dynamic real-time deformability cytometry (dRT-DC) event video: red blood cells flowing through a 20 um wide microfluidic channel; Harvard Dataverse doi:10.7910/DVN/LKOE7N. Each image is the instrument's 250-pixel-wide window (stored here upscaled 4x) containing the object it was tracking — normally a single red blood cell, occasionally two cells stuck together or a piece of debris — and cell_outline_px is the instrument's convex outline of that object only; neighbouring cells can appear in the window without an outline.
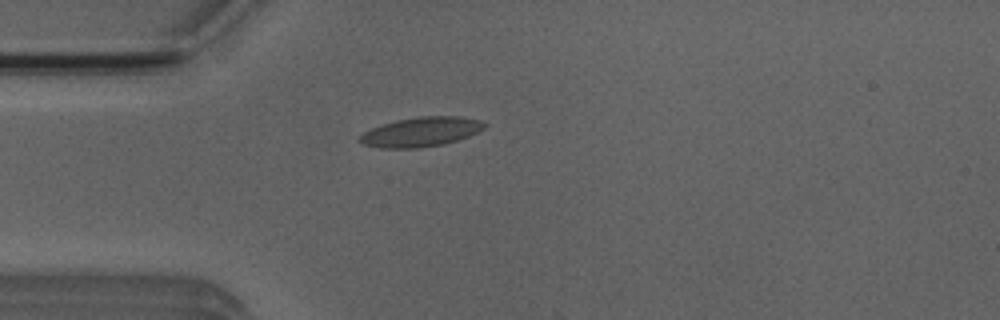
{"species": "Egyptian fruit bat (a non-hibernating species)", "species_latin": "Rousettus aegyptiacus", "temperature_condition": "room temperature", "stored_images_in_passage": 29, "camera_frame_rate_fps": 3000, "um_per_image_px": 0.085, "animal": {"sex": "male"}, "frame": {"image": 1, "passage_image": 14, "time_ms": 4.333, "image_size_px": [1000, 320], "cell_outline_px": [[488, 124], [484, 128], [468, 136], [444, 144], [420, 148], [380, 148], [364, 144], [356, 140], [364, 132], [372, 128], [396, 120], [420, 116], [460, 116], [480, 120]], "centroid_in_image_um": [35.78, 11.21], "position_along_channel_um": 49.2, "area_um2": 21.39}}
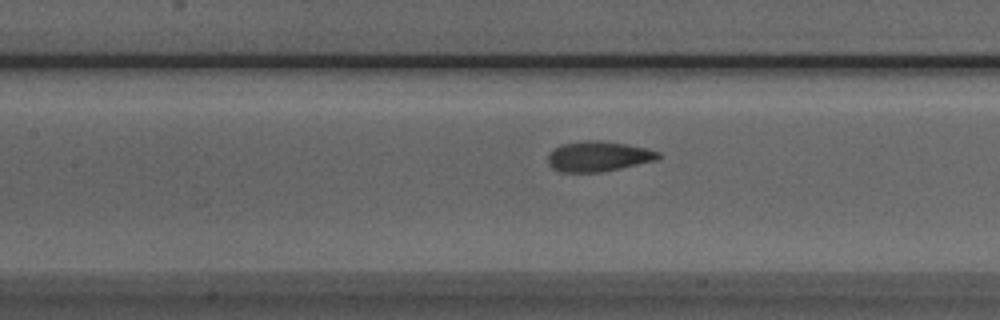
{"frame": {"image": 2, "passage_image": 23, "time_ms": 7.333, "image_size_px": [1000, 320], "cell_outline_px": [[660, 156], [656, 160], [620, 168], [600, 172], [560, 172], [552, 168], [548, 164], [548, 156], [560, 144], [584, 140], [600, 140], [628, 144], [660, 152]], "centroid_in_image_um": [50.84, 13.28], "position_along_channel_um": 156.6, "area_um2": 19.36}}
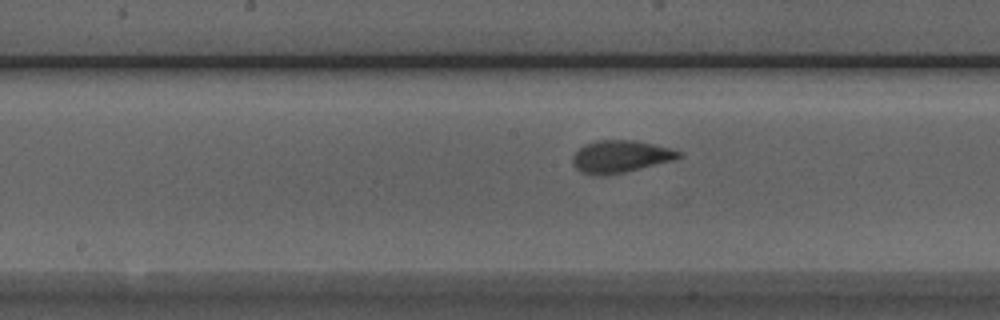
{"frame": {"image": 3, "passage_image": 26, "time_ms": 8.333, "image_size_px": [1000, 320], "cell_outline_px": [[684, 156], [676, 160], [608, 176], [592, 176], [576, 168], [572, 164], [572, 156], [584, 144], [596, 140], [632, 140], [672, 148], [680, 152]], "centroid_in_image_um": [52.75, 13.32], "position_along_channel_um": 195.5, "area_um2": 20.23}}